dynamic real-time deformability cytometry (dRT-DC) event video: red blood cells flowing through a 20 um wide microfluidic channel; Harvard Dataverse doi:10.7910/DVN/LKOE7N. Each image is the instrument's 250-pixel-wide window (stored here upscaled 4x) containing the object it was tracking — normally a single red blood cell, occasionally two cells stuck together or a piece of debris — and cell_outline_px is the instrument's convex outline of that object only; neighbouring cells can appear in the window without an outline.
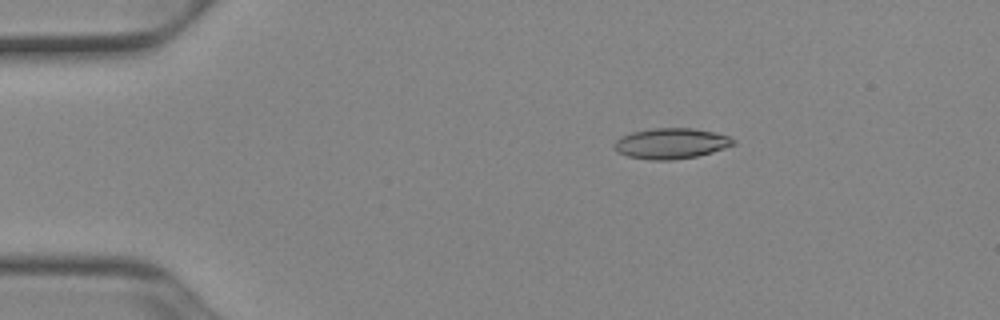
{"species": "Egyptian fruit bat (a non-hibernating species)", "species_latin": "Rousettus aegyptiacus", "temperature_condition": "cold", "stored_images_in_passage": 43, "camera_frame_rate_fps": 3000, "um_per_image_px": 0.085, "animal": {"sex": "female"}, "frame": {"image": 1, "passage_image": 1, "time_ms": 0.0, "image_size_px": [1000, 320], "cell_outline_px": [[736, 144], [712, 152], [696, 156], [672, 160], [652, 160], [628, 156], [616, 152], [612, 148], [612, 144], [616, 140], [632, 132], [652, 128], [692, 128], [712, 132], [728, 136], [736, 140]], "centroid_in_image_um": [57.02, 12.2], "position_along_channel_um": 28.0, "area_um2": 21.21}}
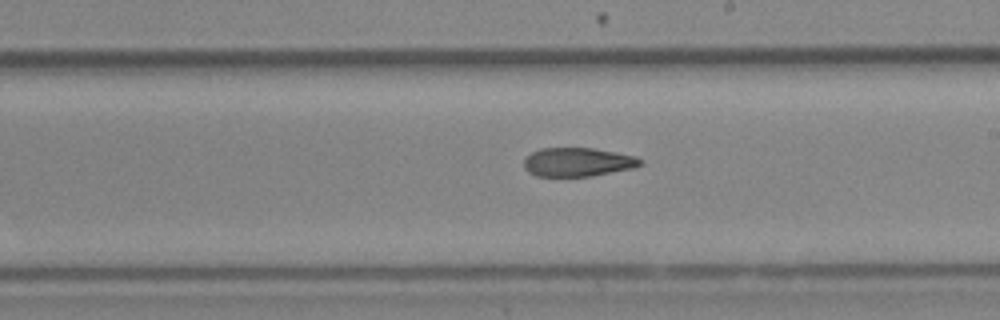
{"frame": {"image": 2, "passage_image": 22, "time_ms": 7.0, "image_size_px": [1000, 320], "cell_outline_px": [[644, 164], [632, 168], [592, 176], [536, 176], [528, 172], [524, 168], [524, 160], [532, 152], [540, 148], [592, 148], [616, 152], [636, 156], [644, 160]], "centroid_in_image_um": [49.13, 13.77], "position_along_channel_um": 239.9, "area_um2": 19.59}}
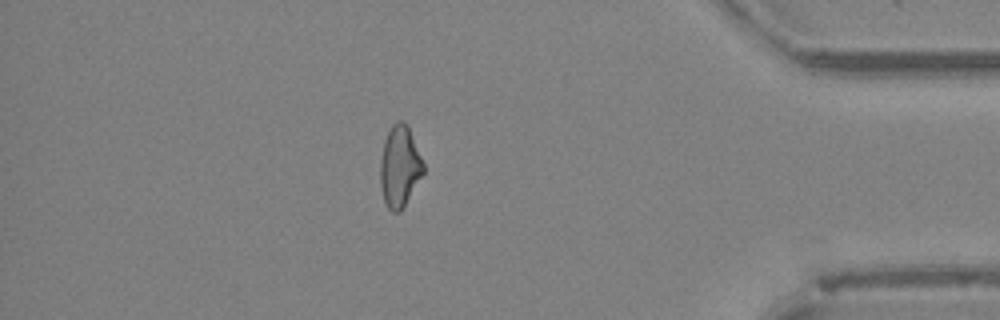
{"frame": {"image": 3, "passage_image": 37, "time_ms": 12.0, "image_size_px": [1000, 320], "cell_outline_px": [[424, 172], [400, 212], [392, 212], [388, 208], [384, 200], [380, 184], [380, 160], [384, 140], [392, 124], [396, 120], [404, 120], [408, 124], [424, 164]], "centroid_in_image_um": [33.97, 14.11], "position_along_channel_um": 401.2, "area_um2": 20.46}}